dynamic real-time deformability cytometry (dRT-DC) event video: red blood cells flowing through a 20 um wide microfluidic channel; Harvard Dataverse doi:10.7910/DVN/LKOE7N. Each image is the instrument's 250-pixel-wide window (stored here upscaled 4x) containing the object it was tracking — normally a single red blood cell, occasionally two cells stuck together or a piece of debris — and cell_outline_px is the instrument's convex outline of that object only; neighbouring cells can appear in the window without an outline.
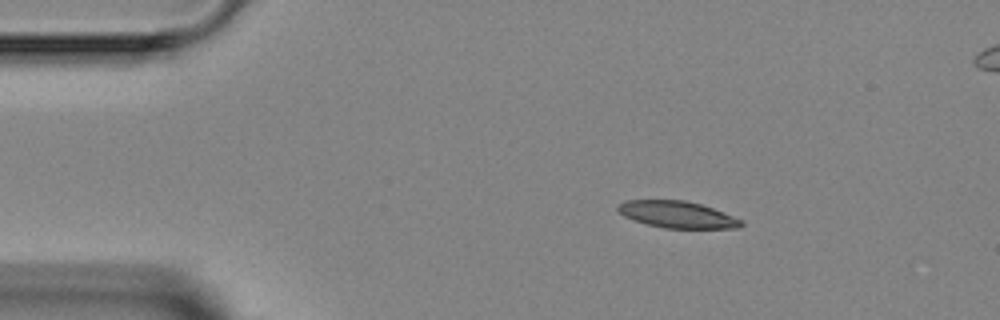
{"species": "Egyptian fruit bat (a non-hibernating species)", "species_latin": "Rousettus aegyptiacus", "temperature_condition": "room temperature", "stored_images_in_passage": 5, "camera_frame_rate_fps": 3000, "um_per_image_px": 0.085, "animal": {"sex": "female"}, "frame": {"image": 1, "passage_image": 2, "time_ms": 1.333, "image_size_px": [1000, 320], "cell_outline_px": [[744, 224], [740, 228], [664, 228], [632, 220], [624, 216], [616, 208], [624, 200], [684, 200], [700, 204], [712, 208], [744, 220]], "centroid_in_image_um": [57.58, 18.24], "position_along_channel_um": 27.4, "area_um2": 19.19}}
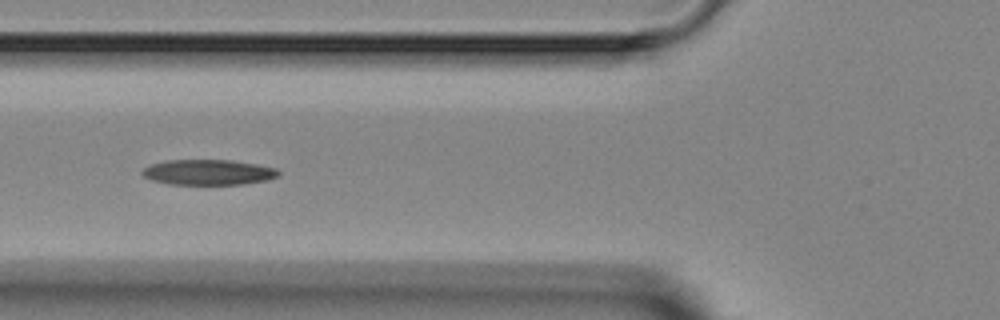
{"frame": {"image": 2, "passage_image": 5, "time_ms": 4.667, "image_size_px": [1000, 320], "cell_outline_px": [[280, 176], [268, 180], [244, 184], [168, 184], [152, 180], [144, 176], [140, 172], [148, 164], [164, 160], [232, 160], [256, 164], [276, 168], [280, 172]], "centroid_in_image_um": [17.7, 14.63], "position_along_channel_um": 108.1, "area_um2": 20.35}}